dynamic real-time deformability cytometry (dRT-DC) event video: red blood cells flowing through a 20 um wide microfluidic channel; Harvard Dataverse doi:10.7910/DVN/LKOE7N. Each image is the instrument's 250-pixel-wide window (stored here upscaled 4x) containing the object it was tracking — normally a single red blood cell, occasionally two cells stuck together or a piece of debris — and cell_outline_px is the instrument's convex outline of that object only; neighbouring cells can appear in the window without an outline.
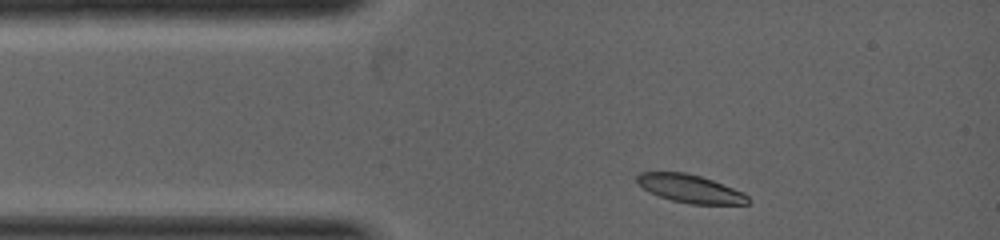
{"species": "common noctule bat (a hibernating species)", "species_latin": "Nyctalus noctula", "temperature_condition": "warm", "stored_images_in_passage": 6, "camera_frame_rate_fps": 5000, "um_per_image_px": 0.085, "animal": {"sex": "female", "body_mass_g": 19.0, "forearm_length_mm": 53.3}, "frame": {"image": 1, "passage_image": 1, "time_ms": 0.0, "image_size_px": [1000, 240], "cell_outline_px": [[752, 200], [748, 204], [692, 204], [672, 200], [660, 196], [644, 188], [636, 180], [636, 176], [640, 172], [684, 172], [700, 176], [712, 180], [744, 192]], "centroid_in_image_um": [58.72, 16.04], "position_along_channel_um": 26.3, "area_um2": 17.98}}
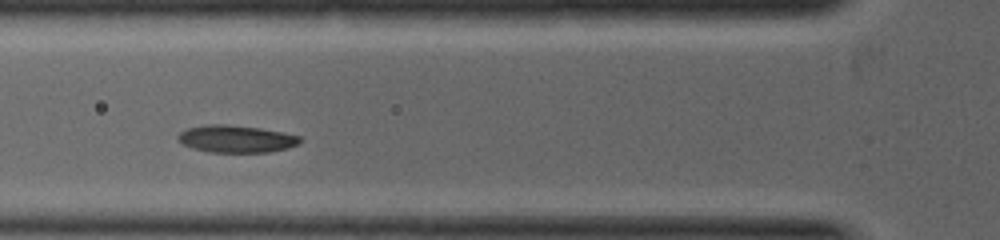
{"frame": {"image": 2, "passage_image": 5, "time_ms": 1.4, "image_size_px": [1000, 240], "cell_outline_px": [[304, 140], [300, 144], [288, 148], [268, 152], [208, 152], [192, 148], [176, 140], [176, 136], [180, 132], [188, 128], [204, 124], [228, 124], [260, 128], [284, 132], [300, 136]], "centroid_in_image_um": [20.09, 11.8], "position_along_channel_um": 105.7, "area_um2": 19.71}}
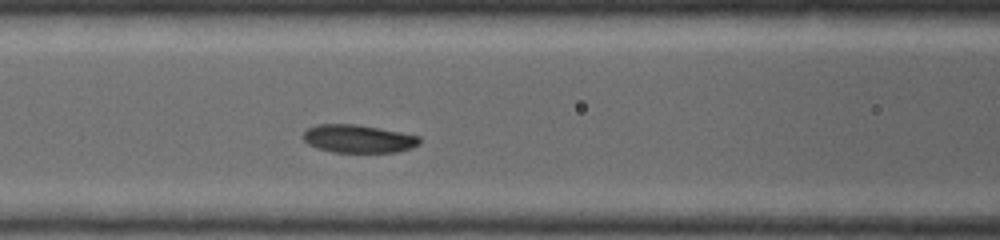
{"frame": {"image": 3, "passage_image": 6, "time_ms": 1.8, "image_size_px": [1000, 240], "cell_outline_px": [[420, 144], [412, 148], [396, 152], [332, 152], [316, 148], [308, 144], [300, 136], [308, 128], [316, 124], [356, 124], [380, 128], [420, 136]], "centroid_in_image_um": [30.43, 11.79], "position_along_channel_um": 136.2, "area_um2": 19.19}}